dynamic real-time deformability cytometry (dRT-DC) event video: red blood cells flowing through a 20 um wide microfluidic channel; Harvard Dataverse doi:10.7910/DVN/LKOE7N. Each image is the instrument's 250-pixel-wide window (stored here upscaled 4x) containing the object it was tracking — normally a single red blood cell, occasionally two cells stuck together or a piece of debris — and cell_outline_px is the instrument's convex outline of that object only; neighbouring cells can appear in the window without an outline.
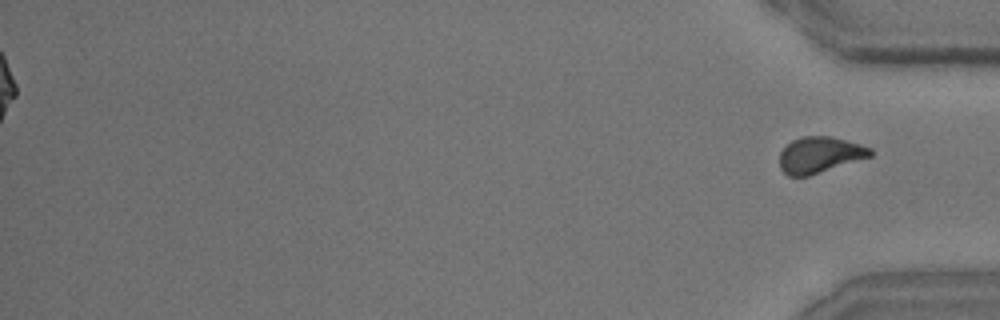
{"species": "common noctule bat (a hibernating species)", "species_latin": "Nyctalus noctula", "temperature_condition": "room temperature", "stored_images_in_passage": 51, "segment_of_instrument_passage": [2, 2], "camera_frame_rate_fps": 3000, "um_per_image_px": 0.085, "animal": {"sex": "male", "body_mass_g": 15.6}, "frame": {"image": 1, "passage_image": 51, "time_ms": 16.667, "image_size_px": [1000, 320], "cell_outline_px": [[872, 156], [808, 176], [788, 176], [780, 168], [780, 152], [792, 140], [804, 136], [832, 136], [860, 144], [872, 148]], "centroid_in_image_um": [69.68, 13.16], "position_along_channel_um": 365.5, "area_um2": 19.02}}